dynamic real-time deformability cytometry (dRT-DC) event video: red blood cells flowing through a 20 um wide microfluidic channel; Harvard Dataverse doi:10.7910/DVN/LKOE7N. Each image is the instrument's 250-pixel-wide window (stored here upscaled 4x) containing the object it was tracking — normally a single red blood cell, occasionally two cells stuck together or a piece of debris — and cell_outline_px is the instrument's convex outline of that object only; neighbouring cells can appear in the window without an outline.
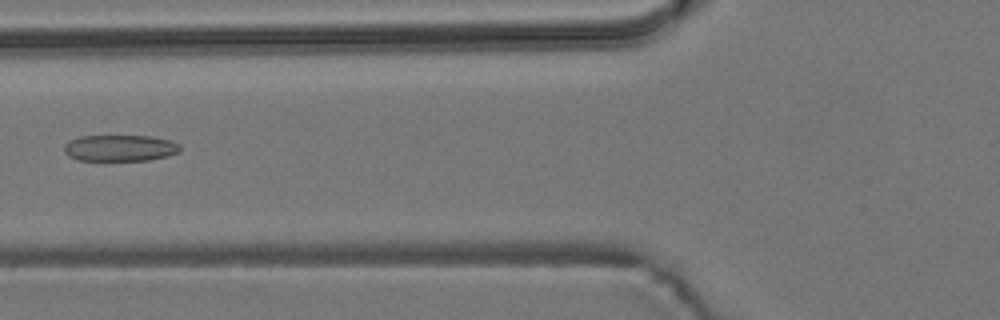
{"species": "common noctule bat (a hibernating species)", "species_latin": "Nyctalus noctula", "temperature_condition": "room temperature", "stored_images_in_passage": 6, "camera_frame_rate_fps": 3000, "um_per_image_px": 0.085, "animal": {"sex": "male", "body_mass_g": 19.2, "forearm_length_mm": 51.8}, "frame": {"image": 1, "passage_image": 6, "time_ms": 6.667, "image_size_px": [1000, 320], "cell_outline_px": [[180, 152], [168, 156], [148, 160], [104, 164], [80, 160], [68, 156], [64, 152], [64, 144], [68, 140], [80, 136], [152, 136], [172, 140], [180, 144]], "centroid_in_image_um": [10.17, 12.63], "position_along_channel_um": 115.6, "area_um2": 18.96}}